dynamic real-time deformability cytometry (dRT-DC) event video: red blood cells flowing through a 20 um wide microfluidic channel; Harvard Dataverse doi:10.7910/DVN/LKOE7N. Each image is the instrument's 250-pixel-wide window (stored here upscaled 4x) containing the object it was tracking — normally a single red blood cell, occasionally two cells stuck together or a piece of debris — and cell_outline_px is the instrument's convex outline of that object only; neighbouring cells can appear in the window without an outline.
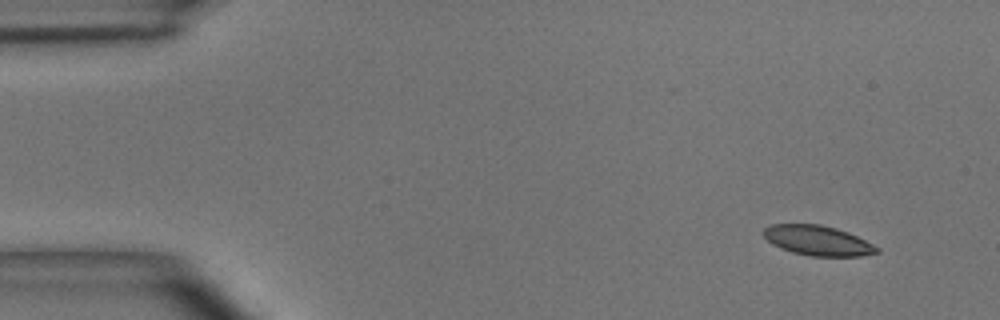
{"species": "common noctule bat (a hibernating species)", "species_latin": "Nyctalus noctula", "temperature_condition": "room temperature", "stored_images_in_passage": 4, "camera_frame_rate_fps": 3000, "um_per_image_px": 0.085, "animal": {"sex": "male", "body_mass_g": 15.6}, "frame": {"image": 1, "passage_image": 1, "time_ms": 0.0, "image_size_px": [1000, 320], "cell_outline_px": [[880, 252], [860, 256], [812, 256], [792, 252], [780, 248], [772, 244], [760, 232], [764, 228], [772, 224], [820, 224], [836, 228], [848, 232], [880, 248]], "centroid_in_image_um": [69.48, 20.44], "position_along_channel_um": 15.5, "area_um2": 19.77}}
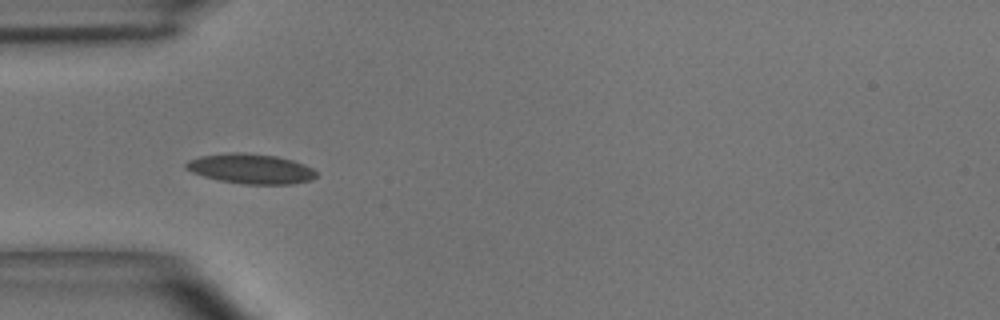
{"frame": {"image": 2, "passage_image": 4, "time_ms": 1.0, "image_size_px": [1000, 320], "cell_outline_px": [[316, 176], [312, 180], [292, 184], [244, 184], [220, 180], [204, 176], [192, 172], [184, 168], [184, 164], [188, 160], [200, 156], [232, 152], [244, 152], [276, 156], [292, 160], [304, 164], [312, 168], [316, 172]], "centroid_in_image_um": [21.31, 14.34], "position_along_channel_um": 63.7, "area_um2": 22.72}}